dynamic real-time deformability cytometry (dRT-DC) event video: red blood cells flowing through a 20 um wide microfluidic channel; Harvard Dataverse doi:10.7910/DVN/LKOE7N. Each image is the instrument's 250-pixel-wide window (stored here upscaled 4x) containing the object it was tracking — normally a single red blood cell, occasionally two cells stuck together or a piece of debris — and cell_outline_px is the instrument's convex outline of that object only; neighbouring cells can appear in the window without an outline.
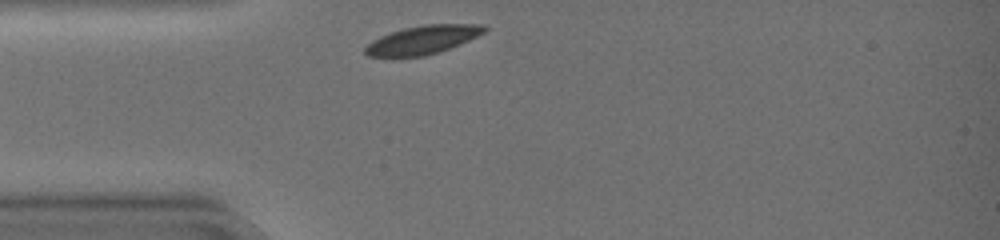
{"species": "common noctule bat (a hibernating species)", "species_latin": "Nyctalus noctula", "temperature_condition": "warm", "stored_images_in_passage": 28, "camera_frame_rate_fps": 3000, "um_per_image_px": 0.085, "animal": {"sex": "female", "body_mass_g": 19.0, "forearm_length_mm": 51.5}, "frame": {"image": 1, "passage_image": 1, "time_ms": 0.0, "image_size_px": [1000, 240], "cell_outline_px": [[488, 28], [484, 32], [476, 36], [448, 48], [436, 52], [420, 56], [368, 56], [364, 52], [364, 48], [372, 40], [380, 36], [404, 28], [424, 24], [484, 24]], "centroid_in_image_um": [35.91, 3.36], "position_along_channel_um": 49.1, "area_um2": 19.31}}
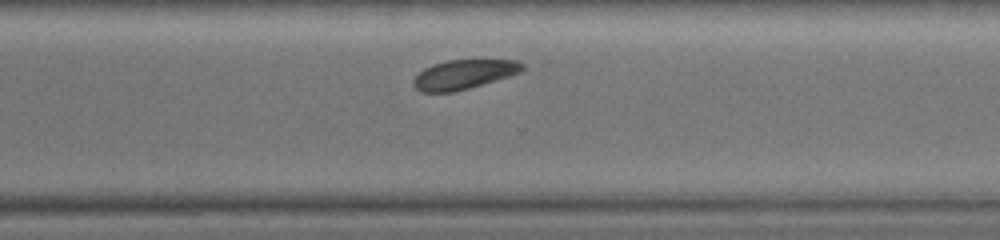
{"frame": {"image": 2, "passage_image": 22, "time_ms": 7.0, "image_size_px": [1000, 240], "cell_outline_px": [[524, 68], [520, 72], [508, 76], [468, 88], [452, 92], [420, 92], [412, 84], [412, 80], [424, 68], [432, 64], [448, 60], [516, 60], [524, 64]], "centroid_in_image_um": [39.39, 6.32], "position_along_channel_um": 331.2, "area_um2": 18.44}}
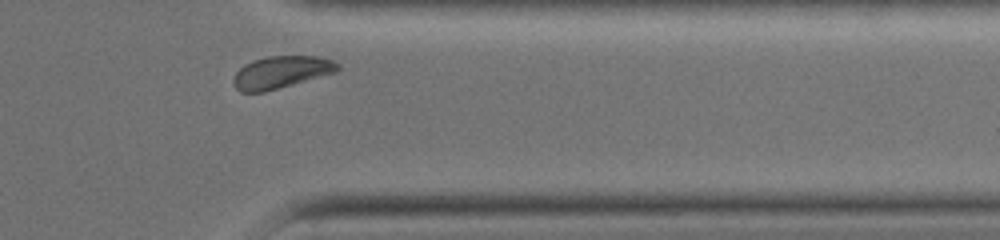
{"frame": {"image": 3, "passage_image": 26, "time_ms": 8.333, "image_size_px": [1000, 240], "cell_outline_px": [[340, 68], [336, 72], [264, 92], [240, 92], [236, 88], [232, 80], [236, 72], [244, 64], [252, 60], [268, 56], [320, 56], [332, 60], [340, 64]], "centroid_in_image_um": [23.89, 6.13], "position_along_channel_um": 387.5, "area_um2": 19.59}, "authors_computed_cell_mechanics": {"area_um2": 20.23, "velocity_mm_per_s": 4.1659, "shape_relaxation_time_tau1_ms": 2.0181, "shape_relaxation_time_tau2_ms": null, "deformation_change_tau1": 0.0779, "deformation_change_tau2": null}}